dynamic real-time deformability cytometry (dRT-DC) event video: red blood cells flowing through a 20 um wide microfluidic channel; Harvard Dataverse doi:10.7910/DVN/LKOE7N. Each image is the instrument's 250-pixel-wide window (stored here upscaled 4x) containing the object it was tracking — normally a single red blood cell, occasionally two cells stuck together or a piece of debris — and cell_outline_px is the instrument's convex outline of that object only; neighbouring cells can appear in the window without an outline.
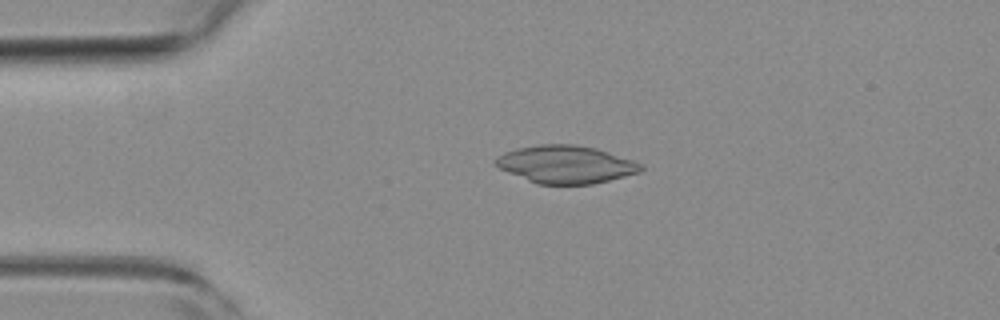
{"species": "common noctule bat (a hibernating species)", "species_latin": "Nyctalus noctula", "temperature_condition": "room temperature", "stored_images_in_passage": 54, "camera_frame_rate_fps": 3000, "um_per_image_px": 0.085, "animal": {"sex": "female", "body_mass_g": 19.3, "forearm_length_mm": 54.1}, "frame": {"image": 1, "passage_image": 12, "time_ms": 3.667, "image_size_px": [1000, 320], "cell_outline_px": [[644, 168], [640, 172], [592, 184], [536, 184], [508, 172], [492, 164], [492, 160], [496, 156], [504, 152], [516, 148], [536, 144], [576, 144], [596, 148], [644, 164]], "centroid_in_image_um": [48.04, 13.96], "position_along_channel_um": 37.0, "area_um2": 32.14}}
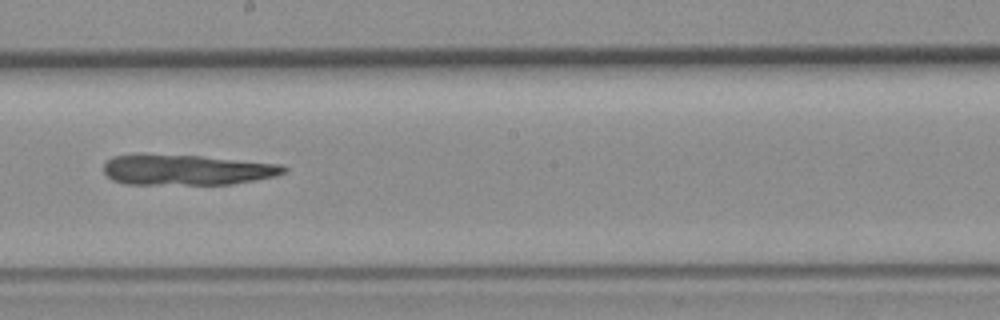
{"frame": {"image": 2, "passage_image": 30, "time_ms": 9.667, "image_size_px": [1000, 320], "cell_outline_px": [[288, 168], [284, 172], [276, 176], [256, 180], [232, 184], [124, 184], [112, 180], [104, 172], [104, 164], [112, 156], [144, 152], [200, 156], [280, 164]], "centroid_in_image_um": [15.8, 14.41], "position_along_channel_um": 232.4, "area_um2": 32.54}}
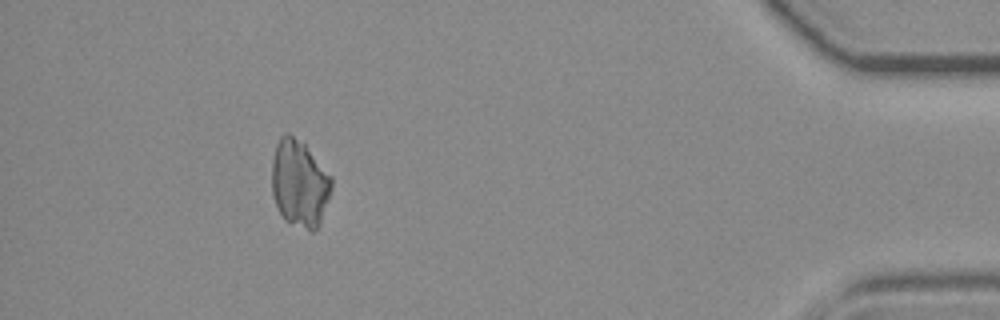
{"frame": {"image": 3, "passage_image": 49, "time_ms": 16.0, "image_size_px": [1000, 320], "cell_outline_px": [[332, 188], [320, 224], [312, 232], [284, 220], [276, 204], [272, 192], [272, 160], [276, 144], [280, 136], [284, 132], [288, 132], [304, 140], [332, 176]], "centroid_in_image_um": [25.47, 15.52], "position_along_channel_um": 409.7, "area_um2": 30.92}}